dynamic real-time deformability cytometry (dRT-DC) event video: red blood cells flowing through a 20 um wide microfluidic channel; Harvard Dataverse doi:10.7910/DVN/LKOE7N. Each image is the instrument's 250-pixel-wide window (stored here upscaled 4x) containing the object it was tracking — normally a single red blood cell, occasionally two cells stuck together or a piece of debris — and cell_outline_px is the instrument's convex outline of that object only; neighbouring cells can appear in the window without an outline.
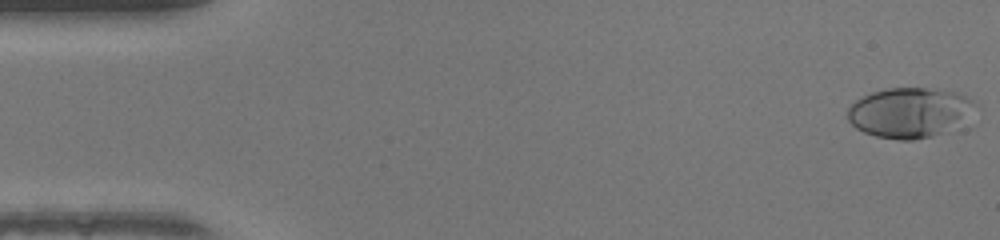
{"species": "human", "species_latin": "Homo sapiens", "temperature_condition": "warm", "stored_images_in_passage": 46, "camera_frame_rate_fps": 3000, "um_per_image_px": 0.085, "donor": {"sex": "female"}, "frame": {"image": 1, "passage_image": 1, "time_ms": 0.0, "image_size_px": [1000, 240], "cell_outline_px": [[980, 108], [944, 132], [932, 136], [912, 140], [900, 140], [876, 136], [864, 132], [856, 128], [848, 120], [848, 108], [856, 100], [872, 92], [888, 88], [928, 88], [956, 92], [972, 100]], "centroid_in_image_um": [77.31, 9.56], "position_along_channel_um": 7.7, "area_um2": 36.88}}
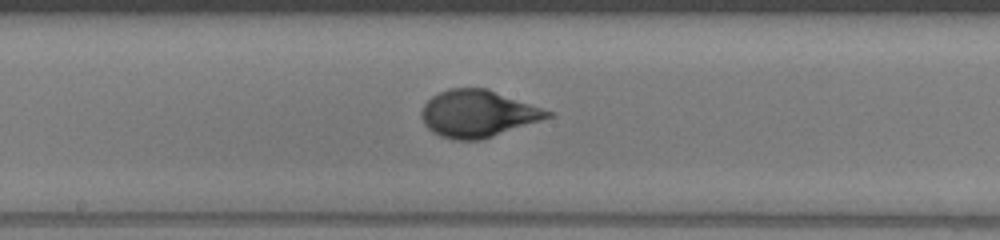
{"frame": {"image": 2, "passage_image": 25, "time_ms": 8.0, "image_size_px": [1000, 240], "cell_outline_px": [[556, 116], [480, 140], [452, 140], [440, 136], [432, 132], [424, 124], [420, 116], [420, 112], [424, 104], [432, 96], [448, 88], [488, 88], [556, 112]], "centroid_in_image_um": [40.66, 9.66], "position_along_channel_um": 207.5, "area_um2": 35.08}}
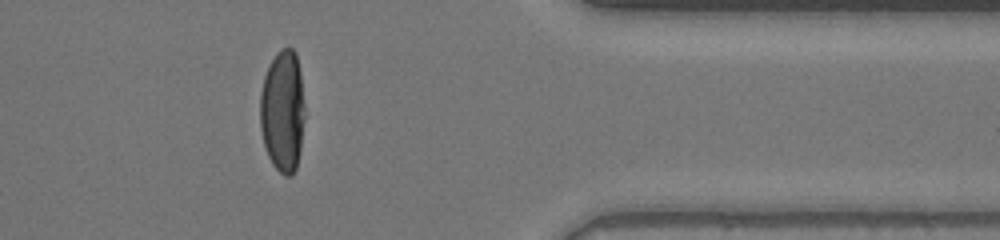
{"frame": {"image": 3, "passage_image": 39, "time_ms": 12.667, "image_size_px": [1000, 240], "cell_outline_px": [[304, 120], [300, 152], [296, 168], [292, 176], [284, 176], [272, 164], [268, 156], [264, 144], [260, 128], [260, 92], [264, 76], [276, 52], [280, 48], [292, 48], [296, 52], [300, 72], [304, 104]], "centroid_in_image_um": [24.03, 9.45], "position_along_channel_um": 387.4, "area_um2": 31.96}, "authors_computed_cell_mechanics": {"area_um2": 33.8997, "velocity_mm_per_s": 4.2962, "shape_relaxation_time_tau1_ms": 4.1721, "shape_relaxation_time_tau2_ms": null, "deformation_change_tau1": 0.2432, "deformation_change_tau2": null}}